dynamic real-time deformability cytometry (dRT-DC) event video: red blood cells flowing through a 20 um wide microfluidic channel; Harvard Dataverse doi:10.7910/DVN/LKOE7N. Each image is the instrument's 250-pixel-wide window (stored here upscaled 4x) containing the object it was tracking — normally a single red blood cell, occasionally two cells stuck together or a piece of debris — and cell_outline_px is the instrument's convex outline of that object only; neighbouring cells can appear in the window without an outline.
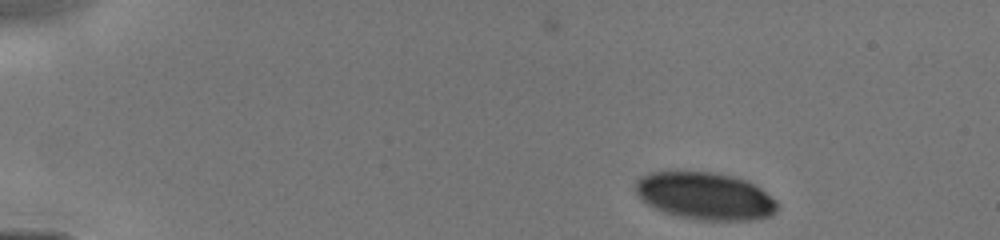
{"species": "human", "species_latin": "Homo sapiens", "temperature_condition": "cold", "stored_images_in_passage": 6, "camera_frame_rate_fps": 3000, "um_per_image_px": 0.085, "donor": {"sex": "male"}, "frame": {"image": 1, "passage_image": 1, "time_ms": 0.0, "image_size_px": [1000, 240], "cell_outline_px": [[776, 212], [768, 216], [752, 220], [700, 220], [676, 216], [664, 212], [648, 204], [636, 192], [636, 180], [640, 176], [648, 172], [712, 172], [732, 176], [744, 180], [760, 188], [776, 200]], "centroid_in_image_um": [59.91, 16.66], "position_along_channel_um": 25.1, "area_um2": 38.78}}
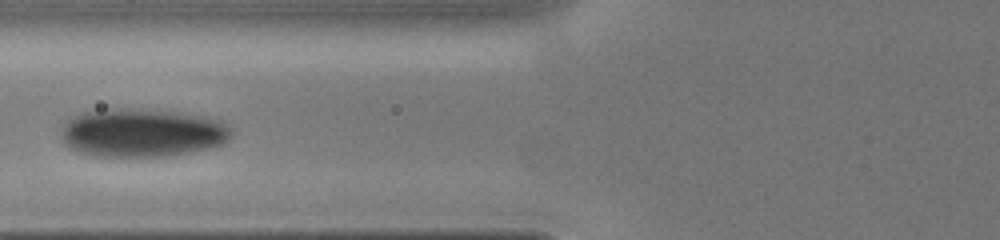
{"frame": {"image": 2, "passage_image": 5, "time_ms": 4.333, "image_size_px": [1000, 240], "cell_outline_px": [[232, 136], [224, 144], [208, 148], [188, 152], [164, 156], [96, 156], [80, 152], [68, 148], [64, 144], [60, 128], [64, 120], [80, 112], [96, 108], [140, 108], [208, 116], [220, 120], [228, 124], [232, 128]], "centroid_in_image_um": [12.04, 11.25], "position_along_channel_um": 113.8, "area_um2": 48.96}}
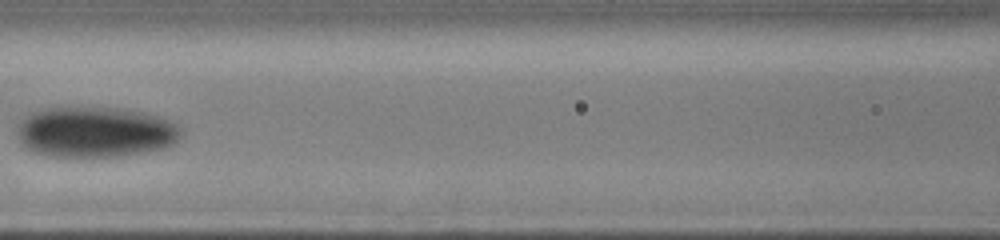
{"frame": {"image": 3, "passage_image": 6, "time_ms": 5.333, "image_size_px": [1000, 240], "cell_outline_px": [[184, 136], [172, 144], [164, 148], [148, 152], [120, 156], [44, 156], [32, 152], [20, 140], [16, 124], [28, 112], [40, 108], [64, 104], [120, 108], [144, 112], [160, 116], [176, 124], [184, 132]], "centroid_in_image_um": [8.06, 11.17], "position_along_channel_um": 158.5, "area_um2": 50.0}}